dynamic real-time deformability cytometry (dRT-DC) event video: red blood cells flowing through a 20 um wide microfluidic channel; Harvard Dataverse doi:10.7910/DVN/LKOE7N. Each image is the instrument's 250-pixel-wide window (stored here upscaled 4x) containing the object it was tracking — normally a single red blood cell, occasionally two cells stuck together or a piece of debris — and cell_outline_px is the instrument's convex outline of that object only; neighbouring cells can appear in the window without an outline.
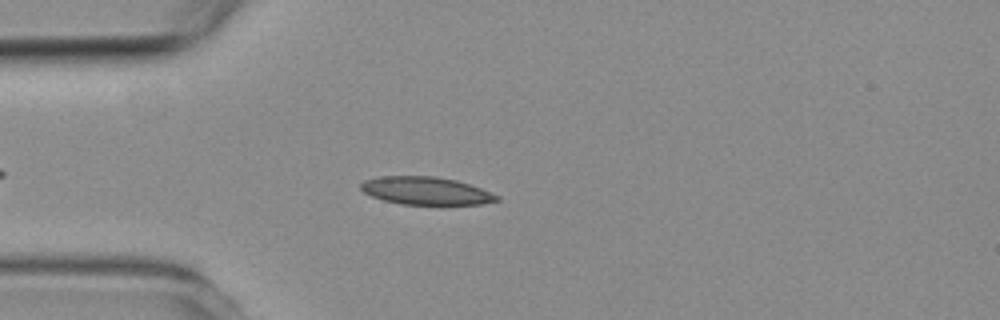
{"species": "common noctule bat (a hibernating species)", "species_latin": "Nyctalus noctula", "temperature_condition": "room temperature", "stored_images_in_passage": 4, "camera_frame_rate_fps": 3000, "um_per_image_px": 0.085, "animal": {"sex": "female", "body_mass_g": 19.3, "forearm_length_mm": 54.1}, "frame": {"image": 1, "passage_image": 3, "time_ms": 2.333, "image_size_px": [1000, 320], "cell_outline_px": [[500, 200], [480, 204], [440, 208], [400, 204], [384, 200], [372, 196], [364, 192], [360, 188], [360, 184], [364, 180], [380, 176], [432, 176], [456, 180], [480, 188], [500, 196]], "centroid_in_image_um": [36.24, 16.27], "position_along_channel_um": 48.8, "area_um2": 23.0}}